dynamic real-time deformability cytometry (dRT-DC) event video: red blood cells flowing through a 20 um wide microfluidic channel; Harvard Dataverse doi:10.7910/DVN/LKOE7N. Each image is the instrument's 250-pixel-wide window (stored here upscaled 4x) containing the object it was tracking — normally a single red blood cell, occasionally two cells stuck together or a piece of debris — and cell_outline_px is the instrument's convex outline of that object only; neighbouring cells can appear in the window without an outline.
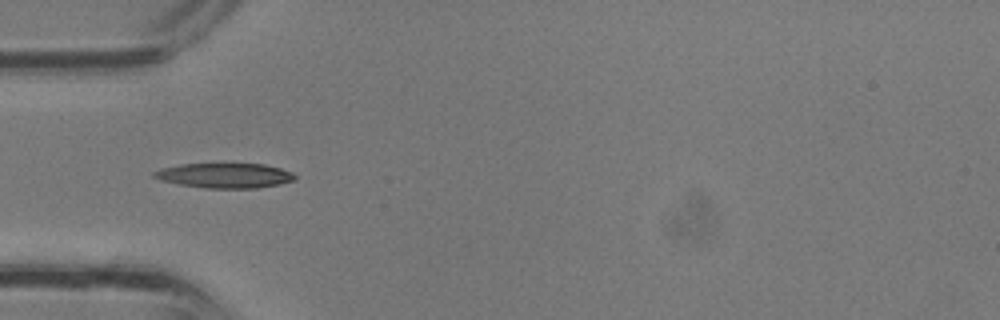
{"species": "common noctule bat (a hibernating species)", "species_latin": "Nyctalus noctula", "temperature_condition": "room temperature", "stored_images_in_passage": 24, "camera_frame_rate_fps": 3000, "um_per_image_px": 0.085, "animal": {"sex": "male", "body_mass_g": 13.3}, "frame": {"image": 1, "passage_image": 1, "time_ms": 0.0, "image_size_px": [1000, 320], "cell_outline_px": [[296, 176], [292, 180], [280, 184], [256, 188], [204, 188], [180, 184], [160, 180], [152, 176], [152, 172], [160, 168], [180, 164], [264, 164], [280, 168], [292, 172]], "centroid_in_image_um": [19.06, 14.92], "position_along_channel_um": 65.9, "area_um2": 20.35}}
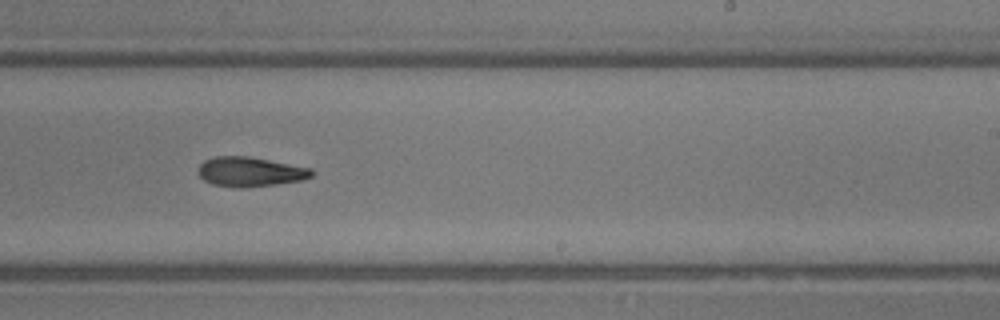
{"frame": {"image": 2, "passage_image": 11, "time_ms": 3.333, "image_size_px": [1000, 320], "cell_outline_px": [[312, 176], [300, 180], [276, 184], [240, 188], [212, 184], [204, 180], [200, 176], [200, 164], [204, 160], [216, 156], [248, 156], [312, 168]], "centroid_in_image_um": [21.26, 14.59], "position_along_channel_um": 267.7, "area_um2": 19.31}}
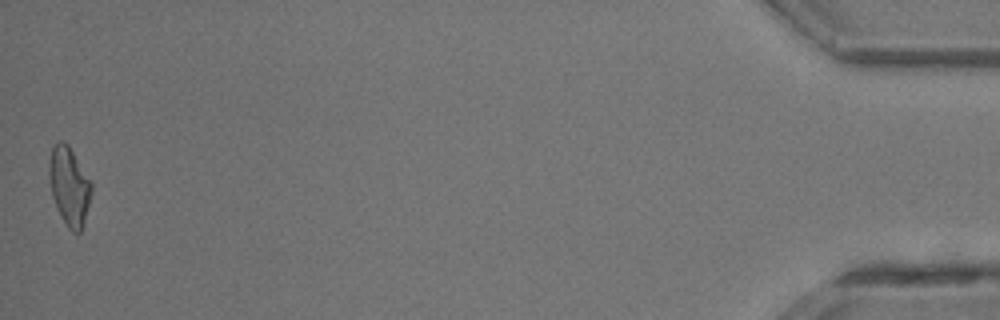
{"frame": {"image": 3, "passage_image": 24, "time_ms": 7.667, "image_size_px": [1000, 320], "cell_outline_px": [[92, 192], [84, 224], [80, 232], [72, 232], [68, 228], [60, 216], [56, 208], [52, 196], [48, 176], [48, 164], [52, 148], [60, 140], [68, 144], [92, 184]], "centroid_in_image_um": [5.87, 15.85], "position_along_channel_um": 429.3, "area_um2": 19.36}}